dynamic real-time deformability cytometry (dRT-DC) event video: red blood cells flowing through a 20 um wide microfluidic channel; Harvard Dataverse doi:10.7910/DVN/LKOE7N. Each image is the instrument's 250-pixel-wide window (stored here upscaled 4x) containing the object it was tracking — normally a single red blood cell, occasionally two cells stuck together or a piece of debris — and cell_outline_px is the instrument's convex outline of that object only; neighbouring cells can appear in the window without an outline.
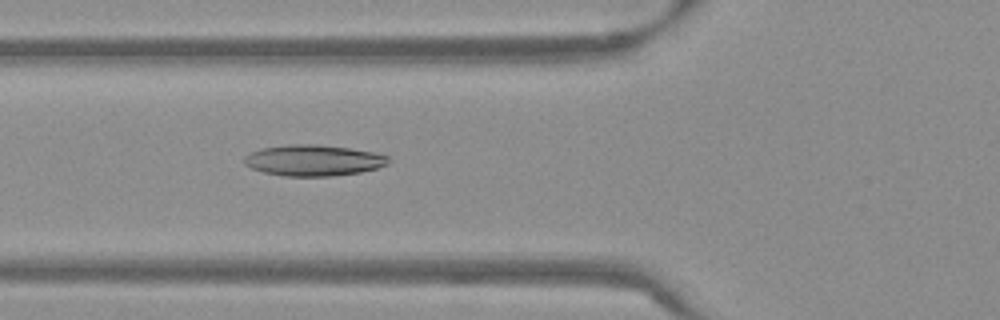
{"species": "Egyptian fruit bat (a non-hibernating species)", "species_latin": "Rousettus aegyptiacus", "temperature_condition": "warm", "stored_images_in_passage": 53, "camera_frame_rate_fps": 3000, "um_per_image_px": 0.085, "frame": {"image": 1, "passage_image": 20, "time_ms": 6.333, "image_size_px": [1000, 320], "cell_outline_px": [[388, 164], [376, 168], [360, 172], [332, 176], [284, 176], [264, 172], [252, 168], [244, 164], [244, 156], [252, 152], [264, 148], [288, 144], [316, 144], [348, 148], [372, 152], [388, 156]], "centroid_in_image_um": [26.62, 13.63], "position_along_channel_um": 99.2, "area_um2": 25.84}}
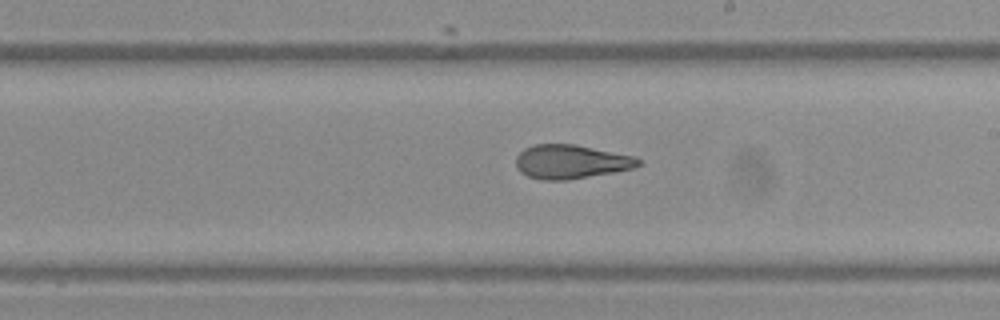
{"frame": {"image": 2, "passage_image": 31, "time_ms": 10.0, "image_size_px": [1000, 320], "cell_outline_px": [[644, 164], [632, 168], [612, 172], [568, 180], [544, 180], [528, 176], [520, 172], [516, 168], [516, 156], [524, 148], [536, 144], [576, 144], [636, 156], [644, 160]], "centroid_in_image_um": [48.57, 13.74], "position_along_channel_um": 240.4, "area_um2": 24.45}}
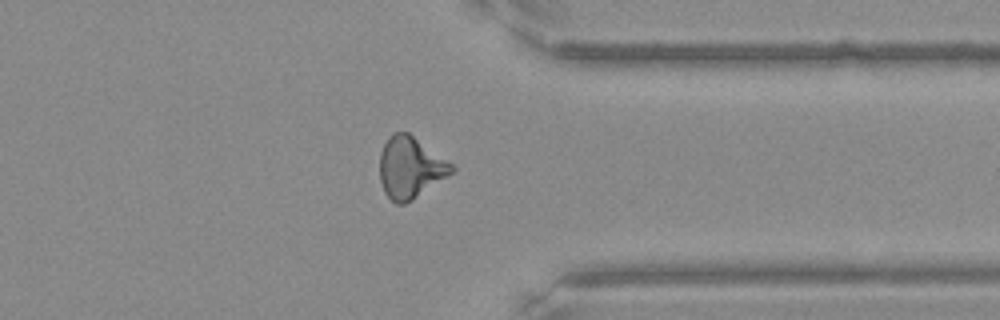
{"frame": {"image": 3, "passage_image": 42, "time_ms": 13.667, "image_size_px": [1000, 320], "cell_outline_px": [[456, 172], [412, 200], [404, 204], [396, 204], [384, 192], [380, 180], [380, 152], [388, 136], [392, 132], [408, 132], [452, 164], [456, 168]], "centroid_in_image_um": [34.88, 14.25], "position_along_channel_um": 376.5, "area_um2": 25.84}, "authors_computed_cell_mechanics": {"area_um2": 25.5476, "velocity_mm_per_s": 3.8376, "shape_relaxation_time_tau1_ms": null, "shape_relaxation_time_tau2_ms": 2.1114, "deformation_change_tau1": null, "deformation_change_tau2": 0.1116}}